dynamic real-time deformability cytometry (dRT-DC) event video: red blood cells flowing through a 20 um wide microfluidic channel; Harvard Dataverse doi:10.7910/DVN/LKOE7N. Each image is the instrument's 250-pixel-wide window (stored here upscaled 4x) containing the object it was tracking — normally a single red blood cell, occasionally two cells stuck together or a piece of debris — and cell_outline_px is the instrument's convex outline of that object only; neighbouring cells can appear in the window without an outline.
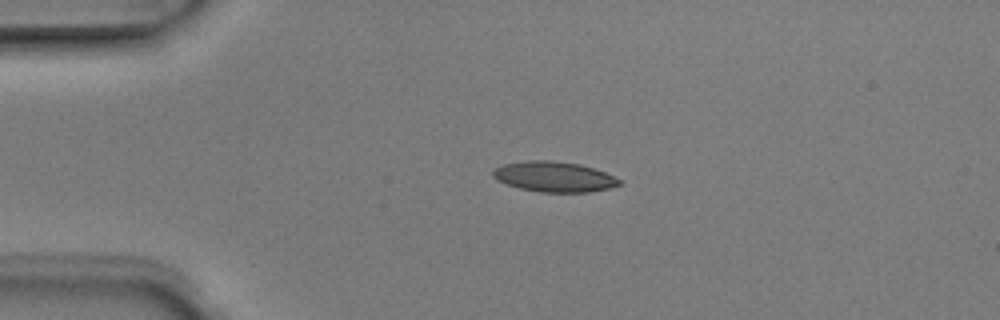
{"species": "Egyptian fruit bat (a non-hibernating species)", "species_latin": "Rousettus aegyptiacus", "temperature_condition": "room temperature", "stored_images_in_passage": 4, "segment_of_instrument_passage": [1, 2], "camera_frame_rate_fps": 3000, "um_per_image_px": 0.085, "animal": {"sex": "male"}, "frame": {"image": 1, "passage_image": 2, "time_ms": 0.333, "image_size_px": [1000, 320], "cell_outline_px": [[624, 184], [608, 188], [588, 192], [540, 192], [520, 188], [508, 184], [492, 176], [492, 172], [496, 168], [504, 164], [528, 160], [552, 160], [580, 164], [604, 172], [620, 180]], "centroid_in_image_um": [47.12, 15.02], "position_along_channel_um": 37.9, "area_um2": 22.08}}